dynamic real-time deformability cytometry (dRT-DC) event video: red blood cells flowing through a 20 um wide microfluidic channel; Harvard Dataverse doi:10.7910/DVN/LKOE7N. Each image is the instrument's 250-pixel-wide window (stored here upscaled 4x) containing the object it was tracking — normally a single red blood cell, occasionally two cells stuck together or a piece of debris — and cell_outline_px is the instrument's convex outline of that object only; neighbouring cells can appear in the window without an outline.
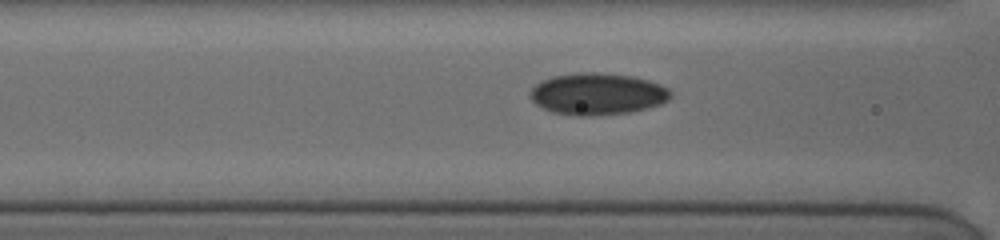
{"species": "human", "species_latin": "Homo sapiens", "temperature_condition": "cold", "stored_images_in_passage": 17, "segment_of_instrument_passage": [2, 2], "camera_frame_rate_fps": 3000, "um_per_image_px": 0.085, "donor": {"sex": "female"}, "frame": {"image": 1, "passage_image": 15, "time_ms": 7.333, "image_size_px": [1000, 240], "cell_outline_px": [[672, 96], [668, 100], [660, 104], [648, 108], [628, 112], [584, 116], [576, 116], [552, 112], [536, 104], [532, 100], [532, 88], [536, 84], [552, 76], [580, 72], [596, 72], [632, 76], [648, 80], [660, 84], [668, 88], [672, 92]], "centroid_in_image_um": [50.81, 7.98], "position_along_channel_um": 115.8, "area_um2": 33.99}}